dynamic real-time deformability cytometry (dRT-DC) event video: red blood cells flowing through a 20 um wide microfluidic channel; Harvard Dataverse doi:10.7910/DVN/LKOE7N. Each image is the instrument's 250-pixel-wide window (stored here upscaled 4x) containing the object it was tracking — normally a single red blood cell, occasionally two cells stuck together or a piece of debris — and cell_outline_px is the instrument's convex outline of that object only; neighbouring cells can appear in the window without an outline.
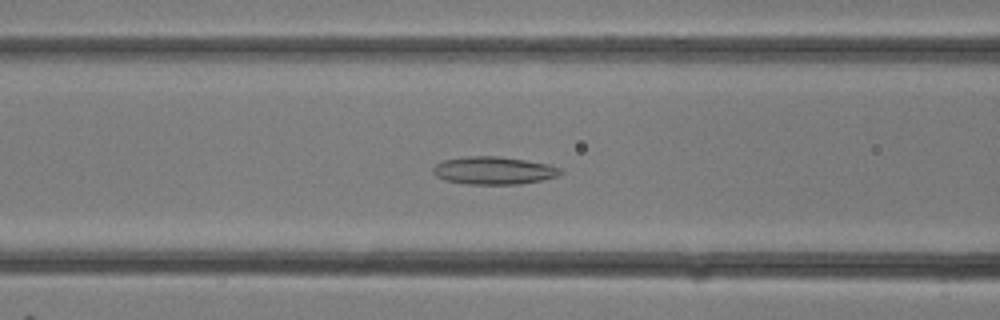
{"species": "common noctule bat (a hibernating species)", "species_latin": "Nyctalus noctula", "temperature_condition": "room temperature", "stored_images_in_passage": 32, "camera_frame_rate_fps": 3000, "um_per_image_px": 0.085, "animal": {"sex": "female"}, "frame": {"image": 1, "passage_image": 13, "time_ms": 4.0, "image_size_px": [1000, 320], "cell_outline_px": [[564, 172], [560, 176], [520, 184], [464, 184], [444, 180], [436, 176], [432, 172], [432, 168], [436, 164], [444, 160], [468, 156], [500, 156], [548, 164], [560, 168]], "centroid_in_image_um": [41.96, 14.5], "position_along_channel_um": 124.6, "area_um2": 20.69}}
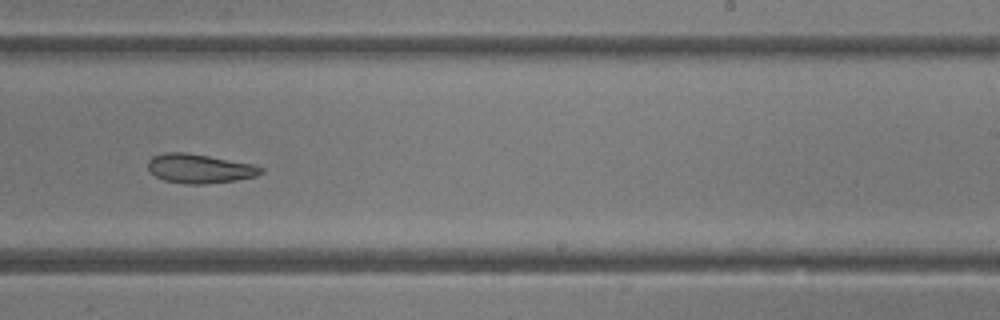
{"frame": {"image": 2, "passage_image": 20, "time_ms": 6.333, "image_size_px": [1000, 320], "cell_outline_px": [[264, 172], [256, 176], [236, 180], [204, 184], [184, 184], [164, 180], [156, 176], [148, 168], [148, 160], [152, 156], [164, 152], [184, 152], [208, 156], [252, 164], [264, 168]], "centroid_in_image_um": [16.95, 14.33], "position_along_channel_um": 272.0, "area_um2": 19.13}}
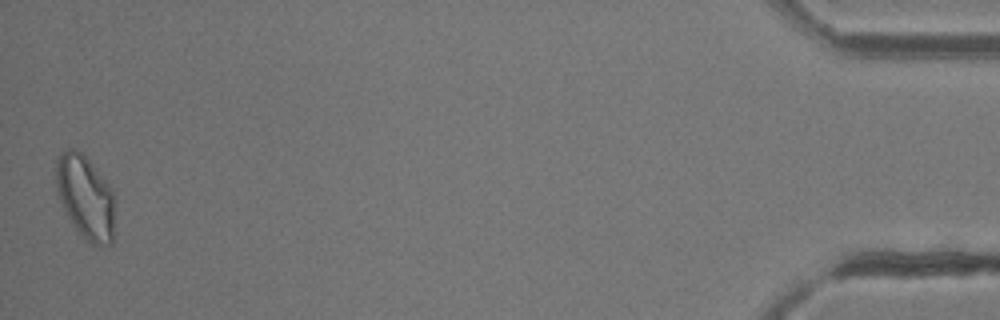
{"frame": {"image": 3, "passage_image": 32, "time_ms": 10.333, "image_size_px": [1000, 320], "cell_outline_px": [[112, 244], [100, 248], [84, 240], [76, 232], [60, 200], [56, 188], [56, 156], [60, 152], [68, 148], [76, 148], [88, 160], [112, 188]], "centroid_in_image_um": [7.22, 16.78], "position_along_channel_um": 428.0, "area_um2": 28.55}}